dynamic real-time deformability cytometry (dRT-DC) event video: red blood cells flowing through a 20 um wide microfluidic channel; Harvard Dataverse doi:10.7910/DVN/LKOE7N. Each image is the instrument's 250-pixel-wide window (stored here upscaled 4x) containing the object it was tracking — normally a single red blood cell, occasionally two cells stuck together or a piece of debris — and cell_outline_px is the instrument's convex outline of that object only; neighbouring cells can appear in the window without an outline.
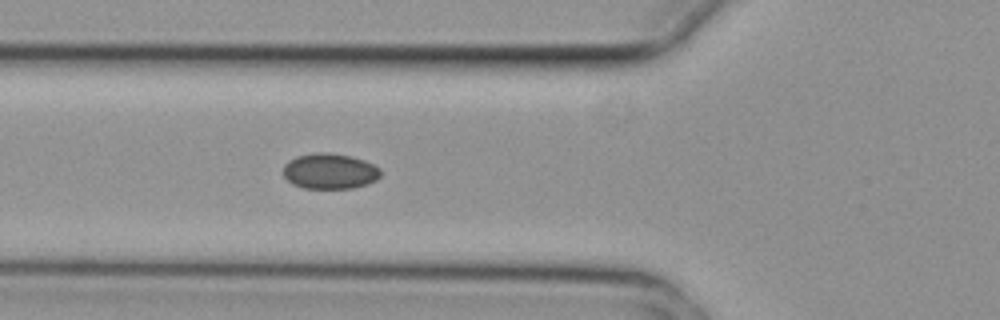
{"species": "common noctule bat (a hibernating species)", "species_latin": "Nyctalus noctula", "temperature_condition": "cold", "stored_images_in_passage": 4, "camera_frame_rate_fps": 3000, "um_per_image_px": 0.085, "animal": {"sex": "female", "body_mass_g": 29.2, "forearm_length_mm": 56.3}, "frame": {"image": 1, "passage_image": 4, "time_ms": 1.0, "image_size_px": [1000, 320], "cell_outline_px": [[380, 176], [376, 180], [352, 188], [304, 188], [292, 184], [284, 176], [284, 164], [288, 160], [296, 156], [320, 152], [328, 152], [352, 156], [364, 160], [380, 168]], "centroid_in_image_um": [28.01, 14.54], "position_along_channel_um": 97.8, "area_um2": 20.11}}